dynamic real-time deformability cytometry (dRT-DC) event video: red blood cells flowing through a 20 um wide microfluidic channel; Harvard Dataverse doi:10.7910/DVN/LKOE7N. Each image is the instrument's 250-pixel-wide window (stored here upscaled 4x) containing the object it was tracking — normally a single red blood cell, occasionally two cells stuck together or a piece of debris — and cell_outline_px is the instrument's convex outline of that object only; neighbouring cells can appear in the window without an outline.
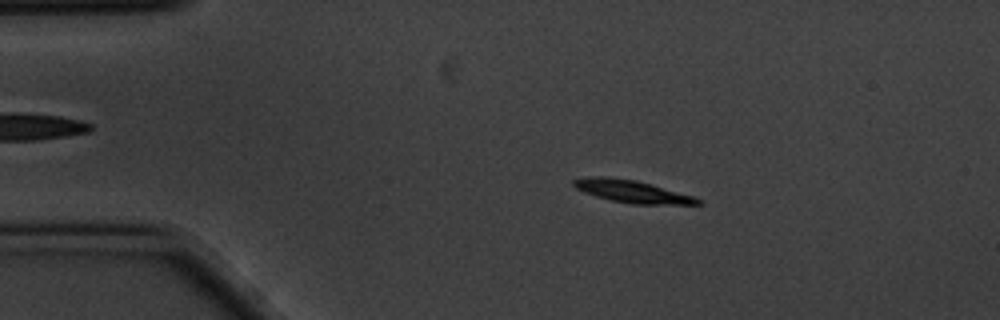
{"species": "common noctule bat (a hibernating species)", "species_latin": "Nyctalus noctula", "temperature_condition": "cold", "stored_images_in_passage": 57, "camera_frame_rate_fps": 3000, "um_per_image_px": 0.085, "animal": {"sex": "male", "body_mass_g": 20.1, "forearm_length_mm": 53.5}, "frame": {"image": 1, "passage_image": 10, "time_ms": 3.0, "image_size_px": [1000, 320], "cell_outline_px": [[704, 204], [632, 204], [612, 200], [596, 196], [584, 192], [576, 188], [572, 184], [572, 180], [588, 176], [604, 176], [636, 180], [652, 184], [692, 196], [700, 200]], "centroid_in_image_um": [53.68, 16.26], "position_along_channel_um": 31.3, "area_um2": 16.07}}
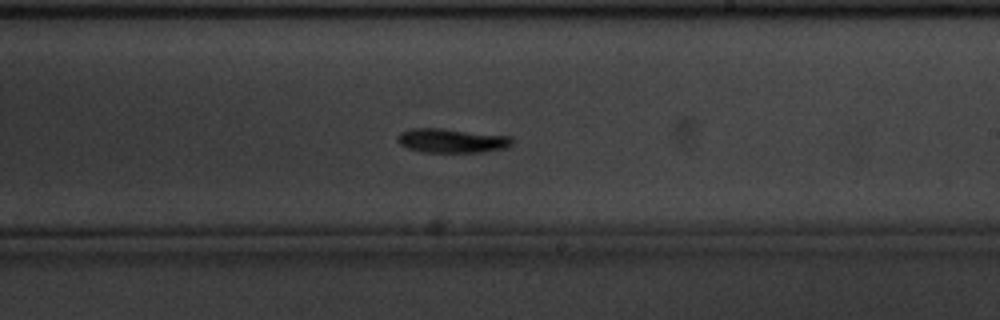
{"frame": {"image": 2, "passage_image": 33, "time_ms": 10.667, "image_size_px": [1000, 320], "cell_outline_px": [[512, 144], [504, 148], [484, 152], [420, 152], [408, 148], [400, 144], [396, 140], [396, 136], [400, 132], [412, 128], [440, 128], [512, 136]], "centroid_in_image_um": [38.37, 11.95], "position_along_channel_um": 250.6, "area_um2": 16.24}}
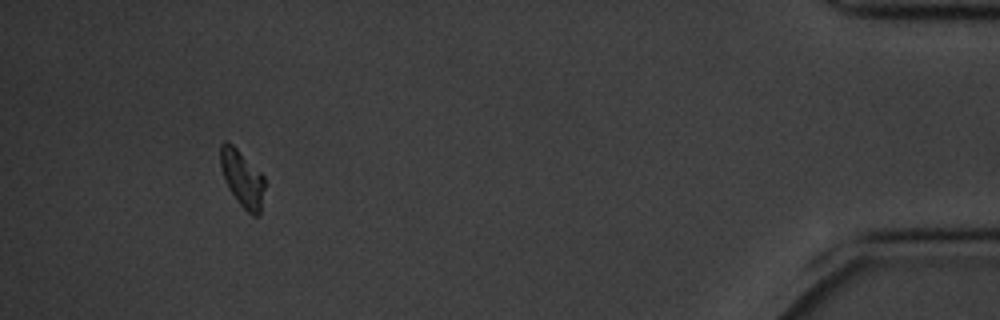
{"frame": {"image": 3, "passage_image": 53, "time_ms": 17.333, "image_size_px": [1000, 320], "cell_outline_px": [[264, 188], [260, 216], [252, 216], [240, 204], [228, 188], [220, 164], [220, 144], [224, 140], [228, 140], [264, 176]], "centroid_in_image_um": [20.59, 15.17], "position_along_channel_um": 414.6, "area_um2": 14.45}, "authors_computed_cell_mechanics": {"area_um2": 15.5482, "velocity_mm_per_s": 3.4551, "shape_relaxation_time_tau1_ms": 2.5864, "shape_relaxation_time_tau2_ms": null, "deformation_change_tau1": 0.109, "deformation_change_tau2": null}}